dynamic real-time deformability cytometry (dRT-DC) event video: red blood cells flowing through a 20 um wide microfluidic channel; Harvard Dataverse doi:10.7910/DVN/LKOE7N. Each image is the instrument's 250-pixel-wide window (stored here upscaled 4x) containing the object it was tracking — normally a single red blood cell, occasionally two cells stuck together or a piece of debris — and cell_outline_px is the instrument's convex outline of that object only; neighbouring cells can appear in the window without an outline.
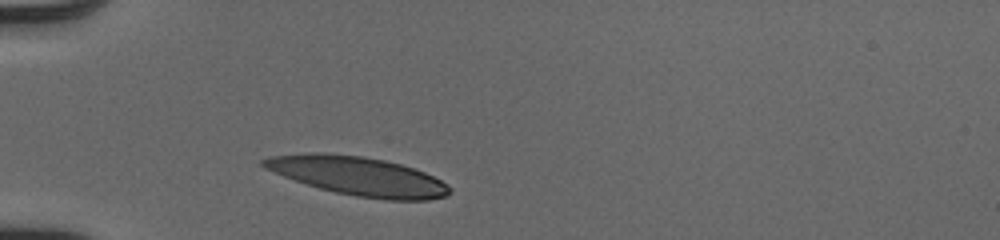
{"species": "human", "species_latin": "Homo sapiens", "temperature_condition": "cold", "stored_images_in_passage": 29, "camera_frame_rate_fps": 3000, "um_per_image_px": 0.085, "donor": {"sex": "male"}, "frame": {"image": 1, "passage_image": 1, "time_ms": 0.0, "image_size_px": [1000, 240], "cell_outline_px": [[452, 192], [448, 196], [428, 200], [384, 200], [356, 196], [336, 192], [320, 188], [284, 176], [264, 168], [260, 164], [260, 160], [268, 156], [304, 152], [324, 152], [360, 156], [384, 160], [400, 164], [424, 172], [448, 184], [452, 188]], "centroid_in_image_um": [30.43, 14.96], "position_along_channel_um": 54.6, "area_um2": 42.14}}
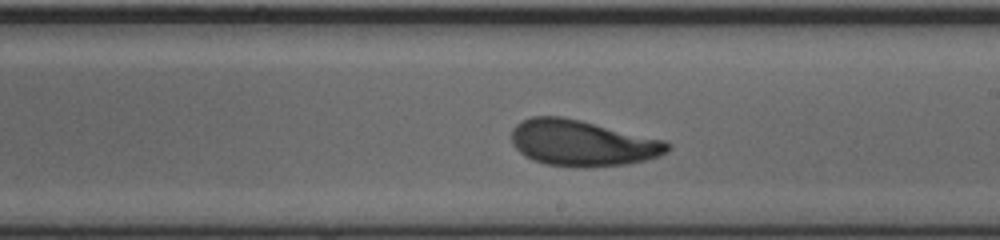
{"frame": {"image": 2, "passage_image": 16, "time_ms": 5.0, "image_size_px": [1000, 240], "cell_outline_px": [[672, 148], [668, 152], [660, 156], [628, 164], [584, 168], [580, 168], [544, 164], [532, 160], [524, 156], [512, 144], [512, 128], [516, 124], [532, 116], [560, 116], [580, 120], [664, 140], [672, 144]], "centroid_in_image_um": [49.5, 12.18], "position_along_channel_um": 239.5, "area_um2": 42.08}}
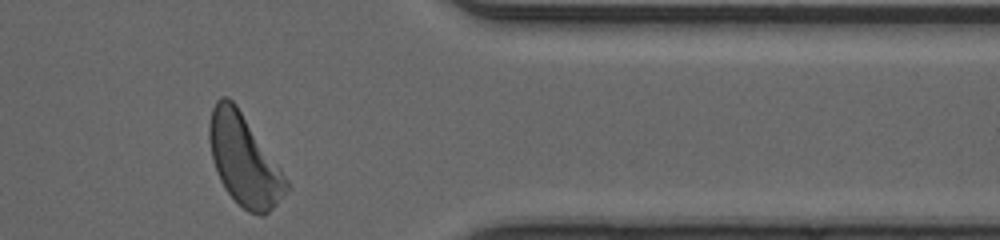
{"frame": {"image": 3, "passage_image": 28, "time_ms": 9.0, "image_size_px": [1000, 240], "cell_outline_px": [[292, 188], [264, 216], [260, 216], [248, 212], [224, 188], [220, 180], [212, 160], [208, 140], [208, 124], [212, 108], [216, 100], [220, 96], [228, 96], [236, 104], [280, 168], [288, 180]], "centroid_in_image_um": [20.74, 13.6], "position_along_channel_um": 390.7, "area_um2": 40.69}, "authors_computed_cell_mechanics": {"area_um2": 40.9802, "velocity_mm_per_s": 4.0684, "shape_relaxation_time_tau1_ms": 2.7261, "shape_relaxation_time_tau2_ms": 1.4161, "deformation_change_tau1": 0.1487, "deformation_change_tau2": 0.0848}}